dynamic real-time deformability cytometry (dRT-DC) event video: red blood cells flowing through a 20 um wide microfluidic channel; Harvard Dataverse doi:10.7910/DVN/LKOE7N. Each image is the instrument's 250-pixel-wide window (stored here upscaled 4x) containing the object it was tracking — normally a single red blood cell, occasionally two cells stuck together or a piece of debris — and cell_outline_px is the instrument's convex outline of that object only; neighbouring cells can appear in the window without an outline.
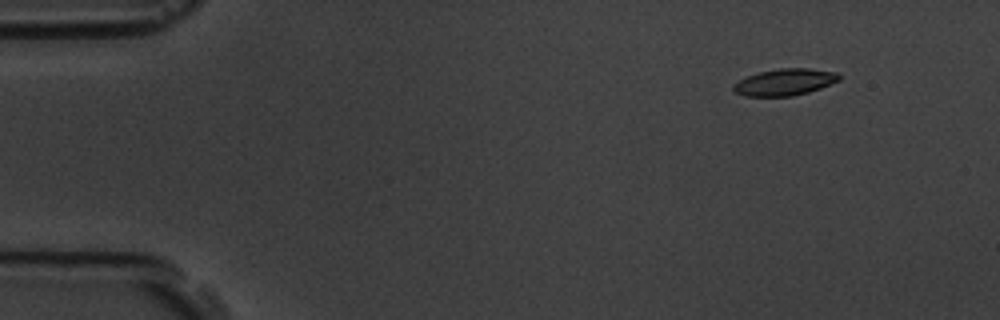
{"species": "common noctule bat (a hibernating species)", "species_latin": "Nyctalus noctula", "temperature_condition": "room temperature", "stored_images_in_passage": 6, "camera_frame_rate_fps": 3000, "um_per_image_px": 0.085, "animal": {"sex": "male", "body_mass_g": 19.5, "forearm_length_mm": 54.6}, "frame": {"image": 1, "passage_image": 2, "time_ms": 1.0, "image_size_px": [1000, 320], "cell_outline_px": [[840, 80], [820, 88], [808, 92], [792, 96], [744, 96], [732, 92], [732, 84], [748, 76], [760, 72], [780, 68], [808, 68], [836, 72], [840, 76]], "centroid_in_image_um": [66.67, 6.98], "position_along_channel_um": 18.3, "area_um2": 16.42}}
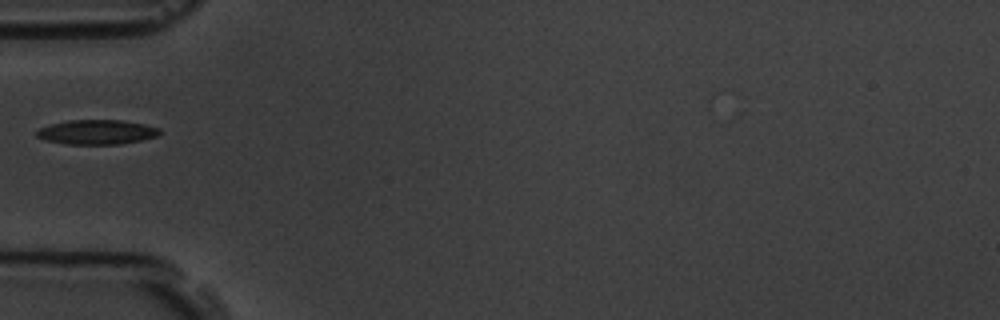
{"frame": {"image": 2, "passage_image": 5, "time_ms": 5.333, "image_size_px": [1000, 320], "cell_outline_px": [[160, 132], [156, 136], [140, 140], [120, 144], [68, 144], [44, 140], [36, 136], [36, 132], [40, 128], [52, 124], [68, 120], [124, 120], [144, 124], [160, 128]], "centroid_in_image_um": [8.22, 11.22], "position_along_channel_um": 76.8, "area_um2": 17.51}}
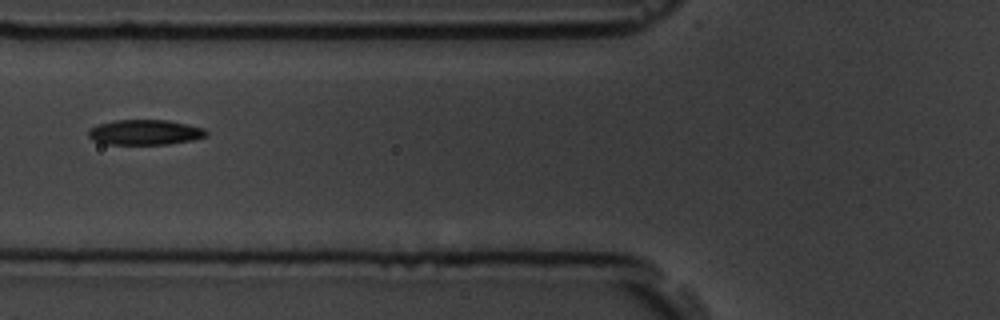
{"frame": {"image": 3, "passage_image": 6, "time_ms": 6.333, "image_size_px": [1000, 320], "cell_outline_px": [[208, 136], [192, 140], [168, 144], [108, 144], [96, 140], [88, 136], [88, 132], [96, 124], [116, 120], [168, 120], [188, 124], [204, 128], [208, 132]], "centroid_in_image_um": [12.37, 11.24], "position_along_channel_um": 113.4, "area_um2": 17.22}}